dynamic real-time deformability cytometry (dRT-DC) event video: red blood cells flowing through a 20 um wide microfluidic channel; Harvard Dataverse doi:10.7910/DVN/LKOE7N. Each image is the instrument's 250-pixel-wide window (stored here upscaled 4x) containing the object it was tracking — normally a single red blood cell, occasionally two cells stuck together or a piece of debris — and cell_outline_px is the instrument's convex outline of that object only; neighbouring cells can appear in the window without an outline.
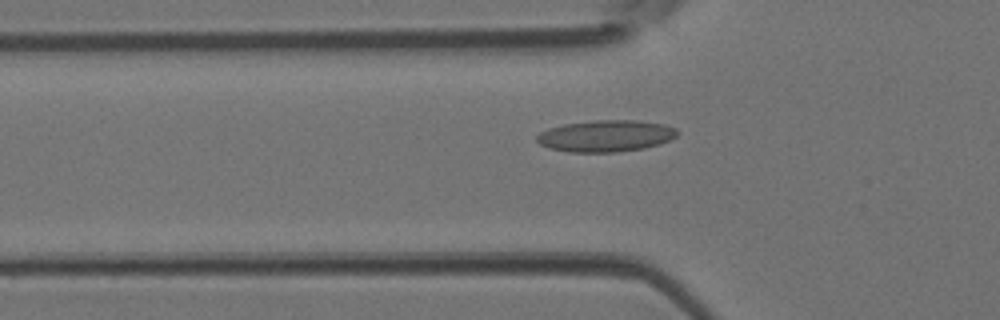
{"species": "Egyptian fruit bat (a non-hibernating species)", "species_latin": "Rousettus aegyptiacus", "temperature_condition": "room temperature", "stored_images_in_passage": 37, "camera_frame_rate_fps": 3000, "um_per_image_px": 0.085, "animal": {"sex": "female"}, "frame": {"image": 1, "passage_image": 7, "time_ms": 2.0, "image_size_px": [1000, 320], "cell_outline_px": [[680, 132], [676, 136], [660, 144], [644, 148], [616, 152], [568, 152], [548, 148], [540, 144], [536, 140], [536, 136], [540, 132], [548, 128], [564, 124], [596, 120], [636, 120], [664, 124], [676, 128]], "centroid_in_image_um": [51.49, 11.55], "position_along_channel_um": 74.3, "area_um2": 26.01}}
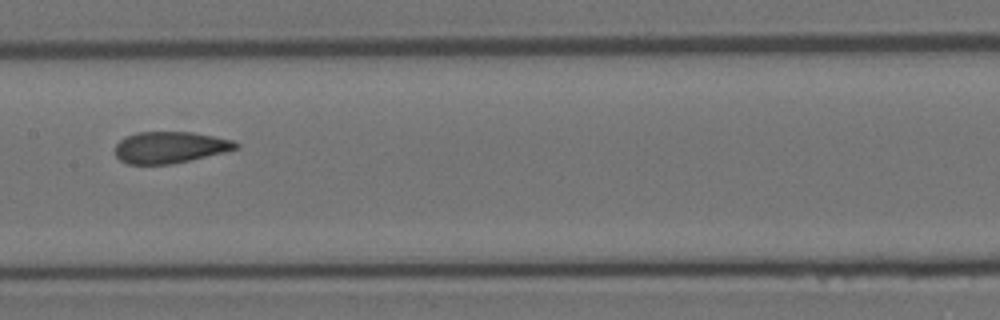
{"frame": {"image": 2, "passage_image": 15, "time_ms": 4.667, "image_size_px": [1000, 320], "cell_outline_px": [[240, 144], [236, 148], [224, 152], [172, 164], [128, 164], [120, 160], [116, 156], [116, 144], [124, 136], [136, 132], [192, 132], [232, 140]], "centroid_in_image_um": [14.41, 12.52], "position_along_channel_um": 193.0, "area_um2": 22.02}}
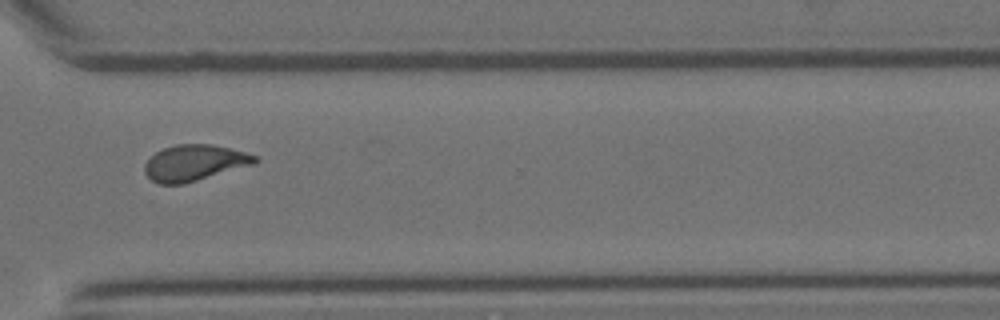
{"frame": {"image": 3, "passage_image": 26, "time_ms": 8.333, "image_size_px": [1000, 320], "cell_outline_px": [[260, 160], [256, 164], [184, 184], [160, 184], [152, 180], [144, 172], [144, 164], [156, 152], [164, 148], [176, 144], [212, 144], [260, 156]], "centroid_in_image_um": [16.57, 13.84], "position_along_channel_um": 354.0, "area_um2": 23.29}}